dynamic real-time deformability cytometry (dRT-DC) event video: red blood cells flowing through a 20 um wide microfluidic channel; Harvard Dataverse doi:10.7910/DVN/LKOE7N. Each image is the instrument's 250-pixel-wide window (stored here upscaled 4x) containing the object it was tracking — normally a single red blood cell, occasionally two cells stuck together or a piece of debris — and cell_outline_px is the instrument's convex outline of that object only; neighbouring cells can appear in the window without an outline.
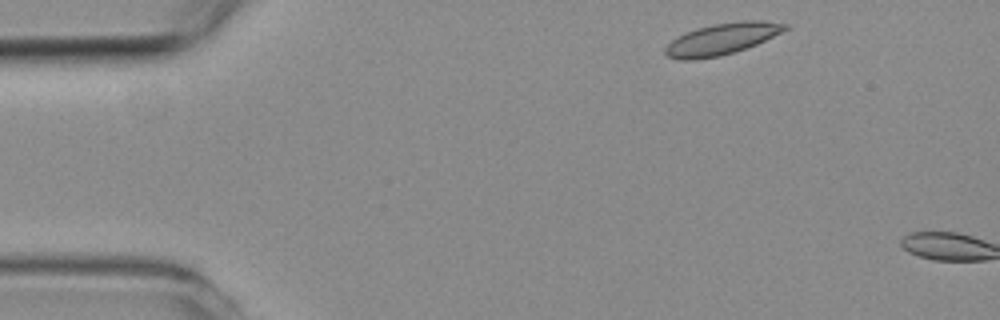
{"species": "common noctule bat (a hibernating species)", "species_latin": "Nyctalus noctula", "temperature_condition": "room temperature", "stored_images_in_passage": 2, "camera_frame_rate_fps": 3000, "um_per_image_px": 0.085, "animal": {"sex": "female", "body_mass_g": 19.3, "forearm_length_mm": 54.1}, "frame": {"image": 1, "passage_image": 1, "time_ms": 0.0, "image_size_px": [1000, 320], "cell_outline_px": [[788, 28], [756, 44], [720, 56], [692, 60], [680, 60], [668, 56], [664, 52], [664, 48], [672, 40], [696, 28], [712, 24], [740, 20], [764, 20], [788, 24]], "centroid_in_image_um": [61.34, 3.3], "position_along_channel_um": 23.7, "area_um2": 21.68}}